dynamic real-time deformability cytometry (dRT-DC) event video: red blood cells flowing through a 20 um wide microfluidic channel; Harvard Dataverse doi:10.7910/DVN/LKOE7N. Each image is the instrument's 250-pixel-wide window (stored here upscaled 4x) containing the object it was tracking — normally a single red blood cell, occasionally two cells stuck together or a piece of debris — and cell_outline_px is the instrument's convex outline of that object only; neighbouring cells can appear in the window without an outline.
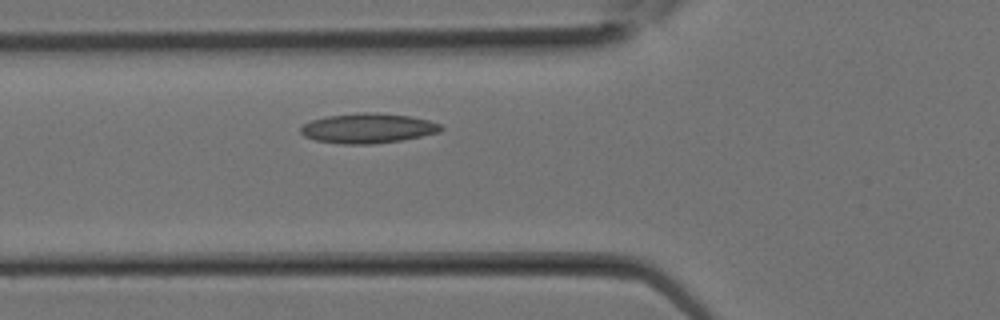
{"species": "Egyptian fruit bat (a non-hibernating species)", "species_latin": "Rousettus aegyptiacus", "temperature_condition": "room temperature", "stored_images_in_passage": 6, "camera_frame_rate_fps": 3000, "um_per_image_px": 0.085, "animal": {"sex": "female"}, "frame": {"image": 1, "passage_image": 6, "time_ms": 1.667, "image_size_px": [1000, 320], "cell_outline_px": [[444, 128], [440, 132], [400, 140], [372, 144], [344, 144], [316, 140], [304, 136], [300, 132], [300, 128], [304, 124], [312, 120], [328, 116], [360, 112], [376, 112], [408, 116], [428, 120], [440, 124]], "centroid_in_image_um": [31.27, 10.9], "position_along_channel_um": 94.5, "area_um2": 24.22}}